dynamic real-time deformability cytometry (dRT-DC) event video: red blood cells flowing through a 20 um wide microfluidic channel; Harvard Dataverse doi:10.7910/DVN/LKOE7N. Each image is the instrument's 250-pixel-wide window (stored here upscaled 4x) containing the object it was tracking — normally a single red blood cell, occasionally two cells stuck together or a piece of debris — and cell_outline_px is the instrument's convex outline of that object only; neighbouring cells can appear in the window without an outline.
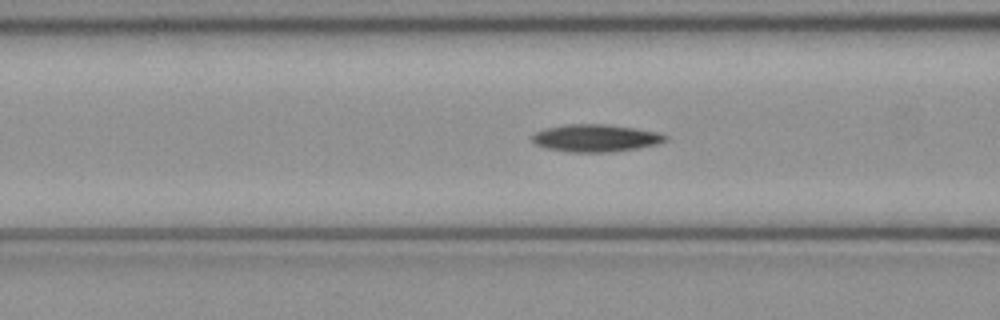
{"species": "common noctule bat (a hibernating species)", "species_latin": "Nyctalus noctula", "temperature_condition": "cold", "stored_images_in_passage": 46, "camera_frame_rate_fps": 3000, "um_per_image_px": 0.085, "animal": {"sex": "female", "body_mass_g": 21.9}, "frame": {"image": 1, "passage_image": 15, "time_ms": 4.667, "image_size_px": [1000, 320], "cell_outline_px": [[668, 140], [656, 144], [636, 148], [612, 152], [572, 152], [548, 148], [536, 144], [532, 140], [532, 136], [536, 132], [544, 128], [564, 124], [608, 124], [636, 128], [656, 132], [668, 136]], "centroid_in_image_um": [50.63, 11.72], "position_along_channel_um": 116.0, "area_um2": 21.21}}
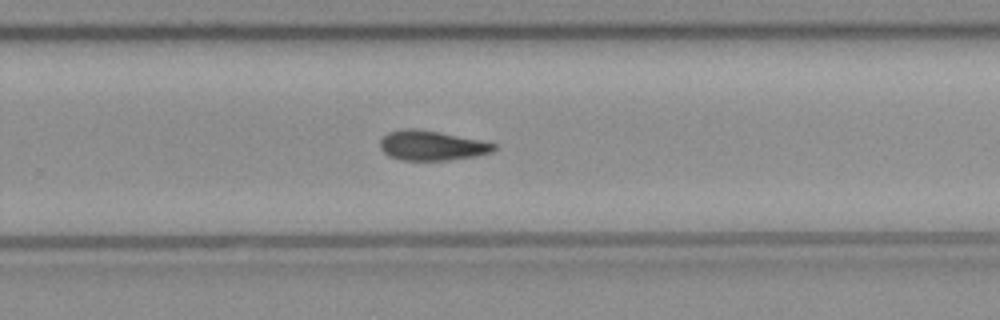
{"frame": {"image": 2, "passage_image": 28, "time_ms": 9.0, "image_size_px": [1000, 320], "cell_outline_px": [[496, 148], [492, 152], [476, 156], [448, 160], [400, 160], [388, 156], [380, 148], [380, 140], [388, 132], [404, 128], [416, 128], [440, 132], [480, 140], [496, 144]], "centroid_in_image_um": [36.67, 12.37], "position_along_channel_um": 293.1, "area_um2": 19.83}}
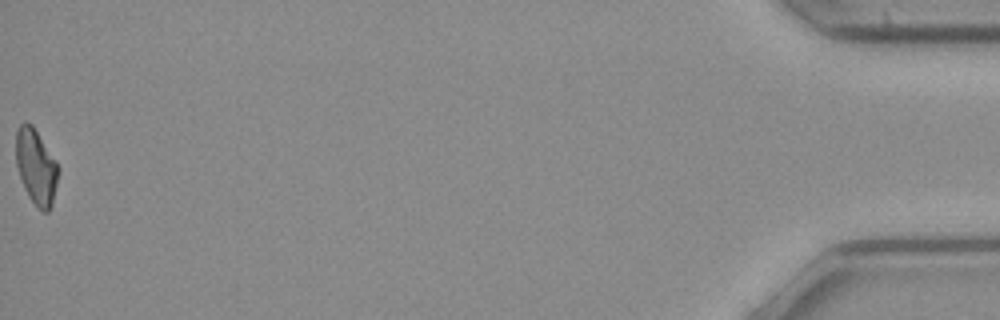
{"frame": {"image": 3, "passage_image": 46, "time_ms": 15.0, "image_size_px": [1000, 320], "cell_outline_px": [[60, 168], [52, 204], [48, 212], [44, 212], [28, 196], [20, 176], [16, 164], [16, 132], [20, 124], [32, 124], [56, 160]], "centroid_in_image_um": [3.08, 14.16], "position_along_channel_um": 432.1, "area_um2": 18.32}, "authors_computed_cell_mechanics": {"area_um2": 19.9699, "velocity_mm_per_s": 4.0908, "shape_relaxation_time_tau1_ms": 11.0162, "shape_relaxation_time_tau2_ms": null, "deformation_change_tau1": 0.2524, "deformation_change_tau2": null}}